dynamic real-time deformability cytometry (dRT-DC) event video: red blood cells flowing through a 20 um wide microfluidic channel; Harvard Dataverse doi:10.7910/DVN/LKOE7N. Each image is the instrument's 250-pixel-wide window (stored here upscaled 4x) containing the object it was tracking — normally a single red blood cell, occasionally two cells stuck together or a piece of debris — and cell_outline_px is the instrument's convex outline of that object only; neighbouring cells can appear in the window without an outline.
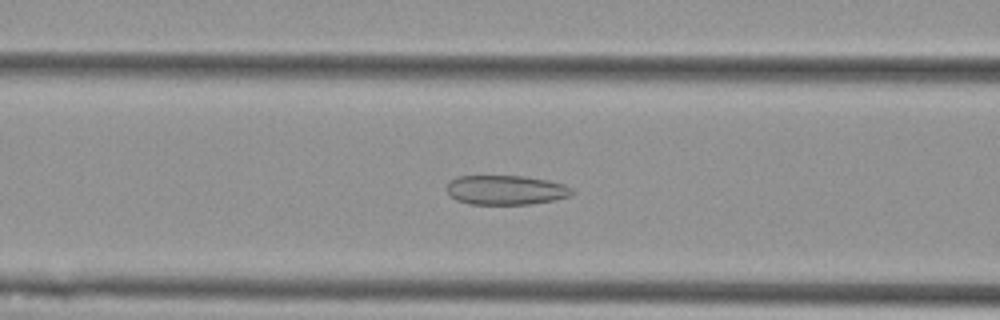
{"species": "Egyptian fruit bat (a non-hibernating species)", "species_latin": "Rousettus aegyptiacus", "temperature_condition": "cold", "stored_images_in_passage": 50, "camera_frame_rate_fps": 3000, "um_per_image_px": 0.085, "animal": {"sex": "female"}, "frame": {"image": 1, "passage_image": 17, "time_ms": 5.333, "image_size_px": [1000, 320], "cell_outline_px": [[572, 196], [532, 204], [468, 204], [456, 200], [448, 192], [448, 180], [456, 176], [524, 176], [548, 180], [564, 184], [572, 188]], "centroid_in_image_um": [42.99, 16.15], "position_along_channel_um": 123.6, "area_um2": 21.56}}
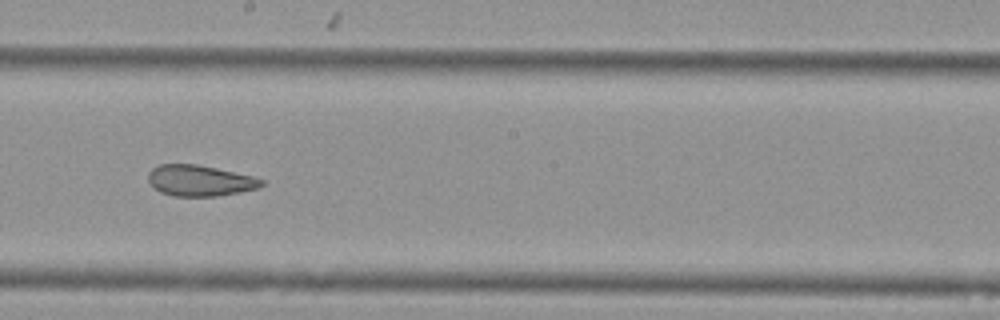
{"frame": {"image": 2, "passage_image": 26, "time_ms": 8.333, "image_size_px": [1000, 320], "cell_outline_px": [[264, 184], [260, 188], [240, 192], [216, 196], [172, 196], [160, 192], [148, 180], [148, 172], [152, 168], [160, 164], [196, 164], [216, 168], [252, 176], [264, 180]], "centroid_in_image_um": [16.99, 15.35], "position_along_channel_um": 231.2, "area_um2": 20.4}}
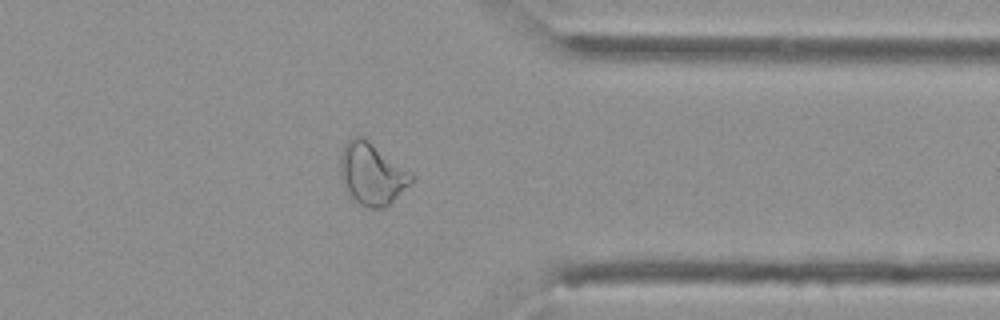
{"frame": {"image": 3, "passage_image": 39, "time_ms": 12.667, "image_size_px": [1000, 320], "cell_outline_px": [[416, 176], [384, 208], [368, 208], [360, 204], [348, 192], [340, 176], [340, 156], [348, 140], [352, 136], [360, 136], [368, 140], [412, 172]], "centroid_in_image_um": [31.6, 14.75], "position_along_channel_um": 379.8, "area_um2": 25.14}, "authors_computed_cell_mechanics": {"area_um2": 25.1141, "velocity_mm_per_s": 3.5917, "shape_relaxation_time_tau1_ms": null, "shape_relaxation_time_tau2_ms": 2.3762, "deformation_change_tau1": null, "deformation_change_tau2": 0.1031}}